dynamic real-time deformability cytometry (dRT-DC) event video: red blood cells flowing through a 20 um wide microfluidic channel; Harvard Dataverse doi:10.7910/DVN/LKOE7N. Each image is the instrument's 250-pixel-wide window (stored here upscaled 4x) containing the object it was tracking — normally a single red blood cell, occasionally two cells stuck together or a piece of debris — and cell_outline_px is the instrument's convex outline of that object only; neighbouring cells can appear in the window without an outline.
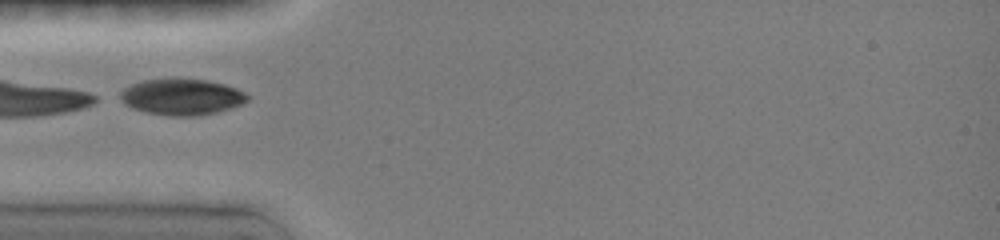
{"species": "common noctule bat (a hibernating species)", "species_latin": "Nyctalus noctula", "temperature_condition": "room temperature", "stored_images_in_passage": 18, "camera_frame_rate_fps": 3000, "um_per_image_px": 0.085, "animal": {"sex": "female", "body_mass_g": 19.0, "forearm_length_mm": 51.5}, "frame": {"image": 1, "passage_image": 13, "time_ms": 4.333, "image_size_px": [1000, 240], "cell_outline_px": [[248, 100], [232, 108], [200, 116], [168, 116], [148, 112], [132, 108], [124, 104], [120, 100], [120, 92], [124, 88], [132, 84], [144, 80], [176, 76], [204, 80], [224, 84], [236, 88], [244, 92], [248, 96]], "centroid_in_image_um": [15.42, 8.21], "position_along_channel_um": 69.6, "area_um2": 27.28}}